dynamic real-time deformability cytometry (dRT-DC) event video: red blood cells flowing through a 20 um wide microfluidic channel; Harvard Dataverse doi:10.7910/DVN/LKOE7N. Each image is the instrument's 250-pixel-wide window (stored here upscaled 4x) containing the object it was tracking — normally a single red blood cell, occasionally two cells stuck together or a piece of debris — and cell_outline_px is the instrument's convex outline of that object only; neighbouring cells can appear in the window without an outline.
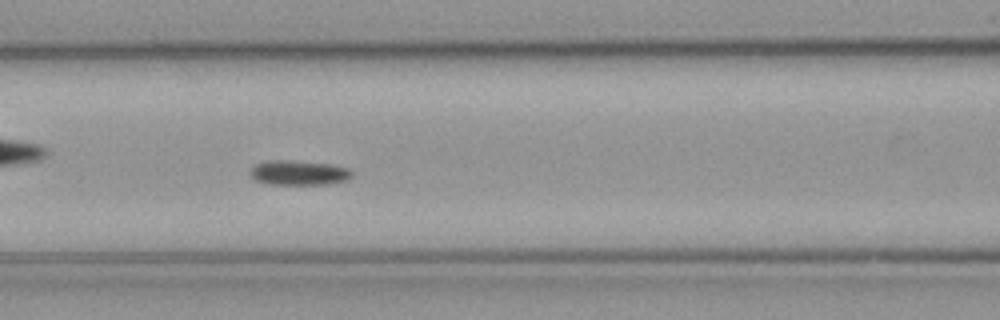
{"species": "common noctule bat (a hibernating species)", "species_latin": "Nyctalus noctula", "temperature_condition": "cold", "stored_images_in_passage": 58, "camera_frame_rate_fps": 3000, "um_per_image_px": 0.085, "animal": {"sex": "male", "body_mass_g": 23.1, "forearm_length_mm": 52.7}, "frame": {"image": 1, "passage_image": 25, "time_ms": 8.0, "image_size_px": [1000, 320], "cell_outline_px": [[352, 176], [348, 180], [328, 184], [268, 184], [256, 180], [248, 172], [256, 164], [268, 160], [288, 160], [332, 164], [348, 168], [352, 172]], "centroid_in_image_um": [25.41, 14.68], "position_along_channel_um": 141.2, "area_um2": 14.68}}
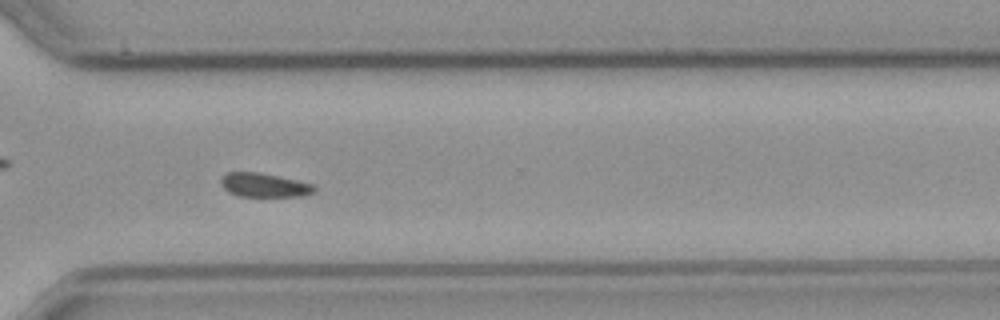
{"frame": {"image": 2, "passage_image": 42, "time_ms": 13.667, "image_size_px": [1000, 320], "cell_outline_px": [[316, 192], [304, 196], [240, 196], [228, 192], [220, 184], [220, 180], [228, 172], [256, 172], [316, 184]], "centroid_in_image_um": [22.5, 15.74], "position_along_channel_um": 348.1, "area_um2": 13.01}, "authors_computed_cell_mechanics": {"area_um2": 13.9009, "velocity_mm_per_s": 3.6618, "shape_relaxation_time_tau1_ms": 1.3124, "shape_relaxation_time_tau2_ms": null, "deformation_change_tau1": 0.067, "deformation_change_tau2": null}}